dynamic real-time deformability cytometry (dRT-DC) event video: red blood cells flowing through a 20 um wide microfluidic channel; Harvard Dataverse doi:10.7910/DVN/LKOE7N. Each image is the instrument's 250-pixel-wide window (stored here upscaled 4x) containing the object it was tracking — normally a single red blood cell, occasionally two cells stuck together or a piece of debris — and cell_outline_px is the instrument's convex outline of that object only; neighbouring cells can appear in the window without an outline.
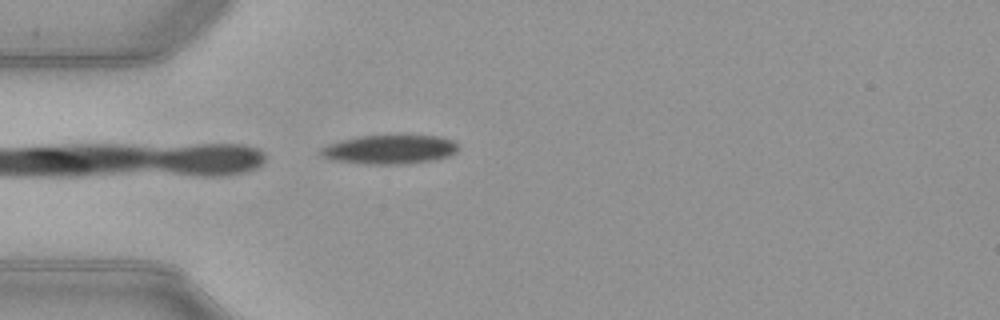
{"species": "common noctule bat (a hibernating species)", "species_latin": "Nyctalus noctula", "temperature_condition": "warm", "stored_images_in_passage": 15, "camera_frame_rate_fps": 3000, "um_per_image_px": 0.085, "animal": {"sex": "female", "body_mass_g": 21.9}, "frame": {"image": 1, "passage_image": 15, "time_ms": 4.667, "image_size_px": [1000, 320], "cell_outline_px": [[460, 148], [456, 152], [448, 156], [436, 160], [408, 164], [364, 164], [332, 160], [316, 152], [320, 148], [328, 144], [340, 140], [360, 136], [440, 136], [452, 140]], "centroid_in_image_um": [33.11, 12.72], "position_along_channel_um": 51.9, "area_um2": 23.41}}